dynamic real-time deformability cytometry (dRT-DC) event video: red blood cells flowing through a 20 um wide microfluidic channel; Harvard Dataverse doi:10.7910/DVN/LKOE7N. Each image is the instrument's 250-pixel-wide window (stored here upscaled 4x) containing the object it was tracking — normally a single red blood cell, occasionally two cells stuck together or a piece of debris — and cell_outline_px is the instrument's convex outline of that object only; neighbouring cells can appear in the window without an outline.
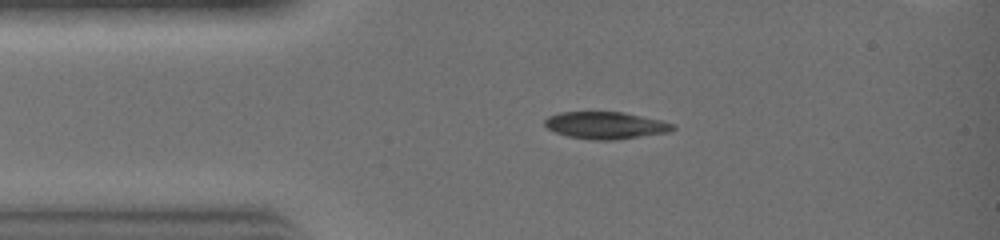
{"species": "common noctule bat (a hibernating species)", "species_latin": "Nyctalus noctula", "temperature_condition": "warm", "stored_images_in_passage": 11, "camera_frame_rate_fps": 3000, "um_per_image_px": 0.085, "animal": {"sex": "female", "body_mass_g": 19.0, "forearm_length_mm": 51.5}, "frame": {"image": 1, "passage_image": 1, "time_ms": 0.0, "image_size_px": [1000, 240], "cell_outline_px": [[676, 128], [668, 132], [616, 140], [592, 140], [568, 136], [552, 132], [544, 124], [544, 120], [548, 116], [560, 112], [624, 112], [660, 120], [672, 124]], "centroid_in_image_um": [51.43, 10.65], "position_along_channel_um": 33.6, "area_um2": 20.23}}
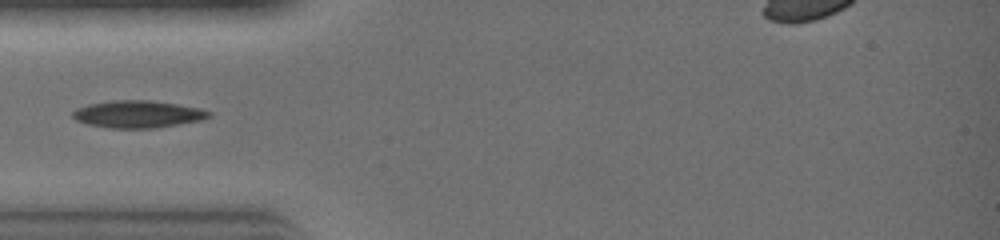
{"frame": {"image": 2, "passage_image": 4, "time_ms": 1.0, "image_size_px": [1000, 240], "cell_outline_px": [[212, 116], [200, 120], [156, 128], [112, 128], [88, 124], [76, 120], [72, 116], [72, 112], [76, 108], [88, 104], [116, 100], [148, 100], [176, 104], [200, 108], [212, 112]], "centroid_in_image_um": [11.72, 9.7], "position_along_channel_um": 73.3, "area_um2": 21.5}}
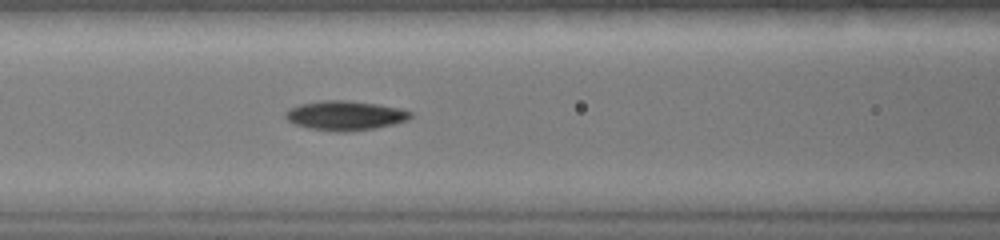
{"frame": {"image": 3, "passage_image": 7, "time_ms": 2.0, "image_size_px": [1000, 240], "cell_outline_px": [[412, 116], [408, 120], [376, 128], [348, 132], [336, 132], [308, 128], [296, 124], [288, 120], [284, 116], [284, 112], [288, 108], [300, 104], [320, 100], [348, 100], [376, 104], [400, 108], [412, 112]], "centroid_in_image_um": [29.31, 9.82], "position_along_channel_um": 137.3, "area_um2": 21.62}}